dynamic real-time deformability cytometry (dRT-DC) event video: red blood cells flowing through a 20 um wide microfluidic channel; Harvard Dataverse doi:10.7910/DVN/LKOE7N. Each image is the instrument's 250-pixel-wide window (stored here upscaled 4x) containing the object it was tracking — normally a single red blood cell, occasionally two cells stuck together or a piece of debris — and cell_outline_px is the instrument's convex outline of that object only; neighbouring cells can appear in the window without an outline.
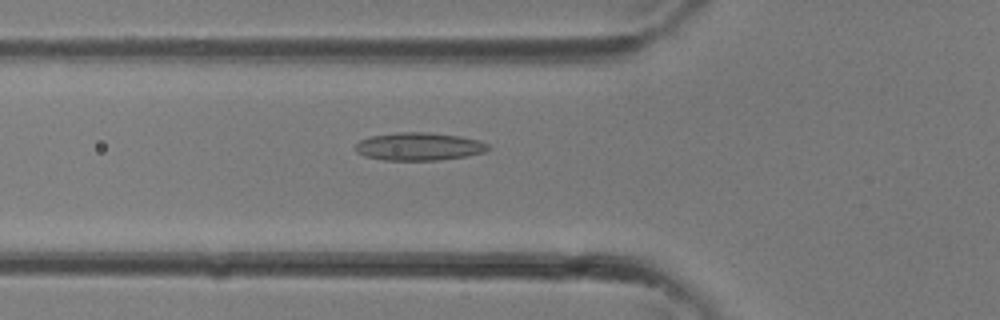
{"species": "common noctule bat (a hibernating species)", "species_latin": "Nyctalus noctula", "temperature_condition": "room temperature", "stored_images_in_passage": 34, "camera_frame_rate_fps": 3000, "um_per_image_px": 0.085, "animal": {"sex": "female"}, "frame": {"image": 1, "passage_image": 12, "time_ms": 3.667, "image_size_px": [1000, 320], "cell_outline_px": [[492, 148], [488, 152], [464, 156], [436, 160], [384, 160], [364, 156], [356, 152], [352, 148], [360, 140], [372, 136], [400, 132], [428, 132], [460, 136], [480, 140], [488, 144]], "centroid_in_image_um": [35.63, 12.45], "position_along_channel_um": 90.2, "area_um2": 21.73}}
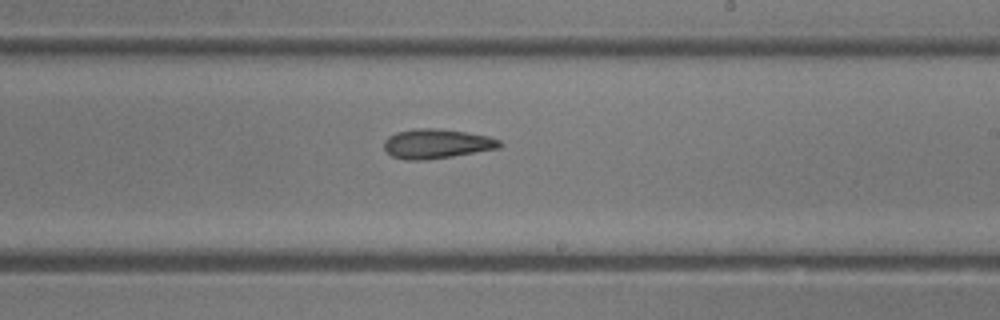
{"frame": {"image": 2, "passage_image": 20, "time_ms": 6.333, "image_size_px": [1000, 320], "cell_outline_px": [[504, 144], [500, 148], [428, 160], [404, 160], [392, 156], [384, 148], [384, 140], [388, 136], [396, 132], [412, 128], [432, 128], [464, 132], [488, 136], [500, 140]], "centroid_in_image_um": [37.1, 12.22], "position_along_channel_um": 251.9, "area_um2": 19.94}}
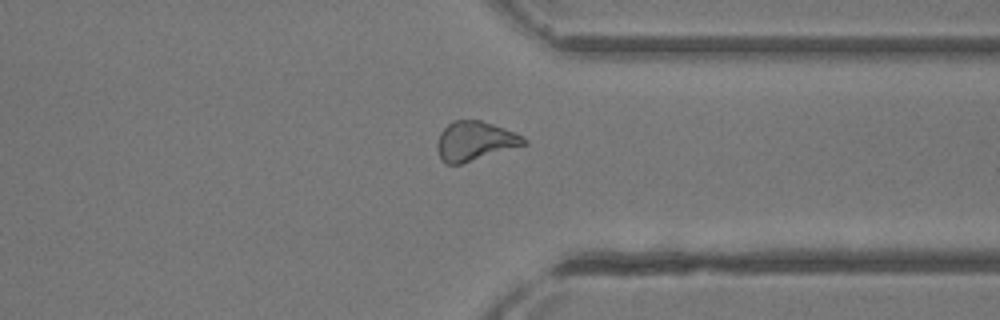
{"frame": {"image": 3, "passage_image": 26, "time_ms": 8.333, "image_size_px": [1000, 320], "cell_outline_px": [[528, 144], [460, 164], [448, 164], [440, 156], [436, 148], [436, 144], [440, 132], [452, 120], [480, 120], [504, 128], [528, 140]], "centroid_in_image_um": [40.35, 11.98], "position_along_channel_um": 371.1, "area_um2": 19.59}}